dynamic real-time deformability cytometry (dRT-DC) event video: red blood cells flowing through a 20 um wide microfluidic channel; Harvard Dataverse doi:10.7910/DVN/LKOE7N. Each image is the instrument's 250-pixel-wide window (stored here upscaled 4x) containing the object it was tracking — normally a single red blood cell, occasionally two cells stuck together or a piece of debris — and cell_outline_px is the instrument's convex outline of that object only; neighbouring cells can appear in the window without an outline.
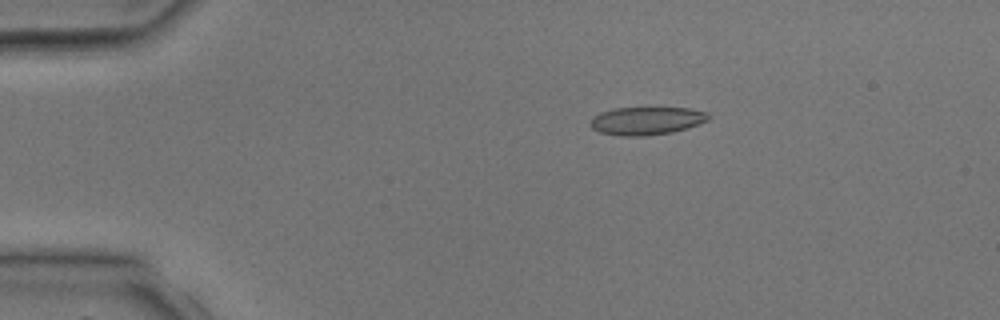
{"species": "common noctule bat (a hibernating species)", "species_latin": "Nyctalus noctula", "temperature_condition": "room temperature", "stored_images_in_passage": 2, "camera_frame_rate_fps": 3000, "um_per_image_px": 0.085, "animal": {"sex": "male", "body_mass_g": 17.9, "forearm_length_mm": 54.2}, "frame": {"image": 1, "passage_image": 1, "time_ms": 0.0, "image_size_px": [1000, 320], "cell_outline_px": [[712, 116], [708, 120], [672, 132], [644, 136], [620, 136], [600, 132], [592, 128], [588, 124], [592, 116], [600, 112], [616, 108], [688, 108], [708, 112]], "centroid_in_image_um": [54.91, 10.26], "position_along_channel_um": 30.1, "area_um2": 19.25}}